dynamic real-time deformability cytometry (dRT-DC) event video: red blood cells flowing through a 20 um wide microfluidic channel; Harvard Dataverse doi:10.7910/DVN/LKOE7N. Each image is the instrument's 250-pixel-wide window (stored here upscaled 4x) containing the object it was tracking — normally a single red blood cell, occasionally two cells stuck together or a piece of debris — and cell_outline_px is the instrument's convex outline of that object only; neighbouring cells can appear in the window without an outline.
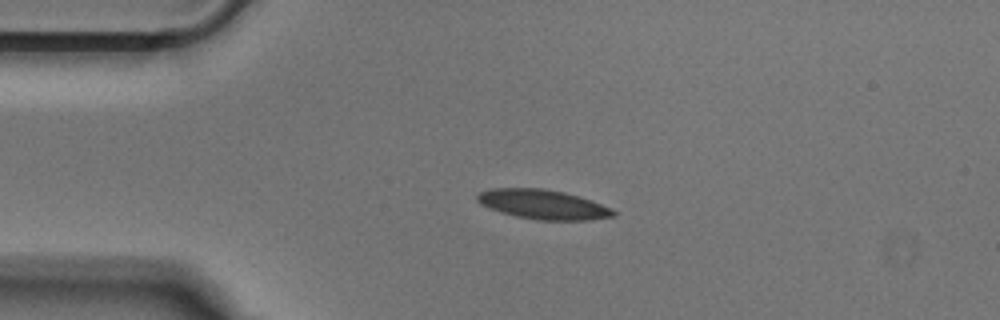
{"species": "Egyptian fruit bat (a non-hibernating species)", "species_latin": "Rousettus aegyptiacus", "temperature_condition": "cold", "stored_images_in_passage": 41, "camera_frame_rate_fps": 3000, "um_per_image_px": 0.085, "animal": {"sex": "male"}, "frame": {"image": 1, "passage_image": 1, "time_ms": 0.0, "image_size_px": [1000, 320], "cell_outline_px": [[616, 216], [588, 220], [536, 220], [516, 216], [500, 212], [488, 208], [480, 204], [476, 200], [476, 196], [480, 192], [488, 188], [544, 188], [564, 192], [580, 196], [592, 200], [612, 208], [616, 212]], "centroid_in_image_um": [46.15, 17.37], "position_along_channel_um": 38.8, "area_um2": 23.7}}
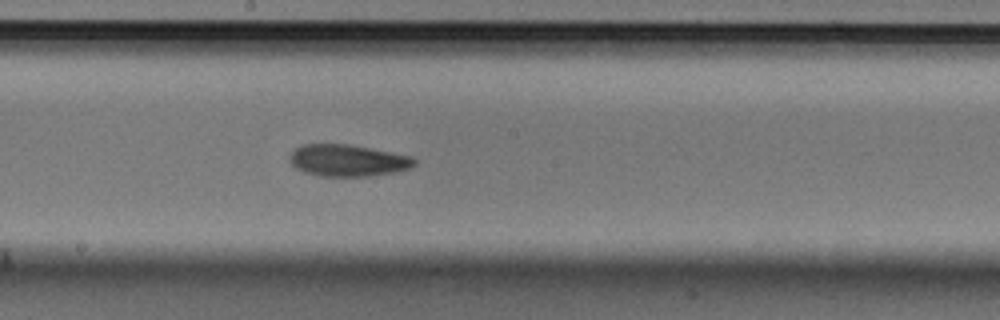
{"frame": {"image": 2, "passage_image": 17, "time_ms": 5.333, "image_size_px": [1000, 320], "cell_outline_px": [[416, 164], [412, 168], [396, 172], [368, 176], [320, 176], [304, 172], [296, 168], [288, 160], [288, 156], [296, 148], [304, 144], [352, 144], [412, 156], [416, 160]], "centroid_in_image_um": [29.58, 13.63], "position_along_channel_um": 218.6, "area_um2": 23.35}}
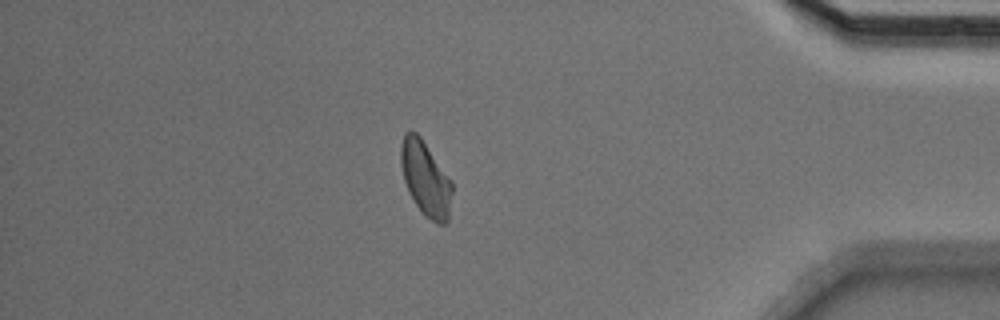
{"frame": {"image": 3, "passage_image": 34, "time_ms": 11.0, "image_size_px": [1000, 320], "cell_outline_px": [[452, 192], [448, 220], [444, 224], [436, 224], [424, 216], [416, 204], [404, 180], [400, 164], [400, 144], [404, 132], [416, 132], [420, 136], [452, 180]], "centroid_in_image_um": [36.18, 15.17], "position_along_channel_um": 399.0, "area_um2": 22.31}}